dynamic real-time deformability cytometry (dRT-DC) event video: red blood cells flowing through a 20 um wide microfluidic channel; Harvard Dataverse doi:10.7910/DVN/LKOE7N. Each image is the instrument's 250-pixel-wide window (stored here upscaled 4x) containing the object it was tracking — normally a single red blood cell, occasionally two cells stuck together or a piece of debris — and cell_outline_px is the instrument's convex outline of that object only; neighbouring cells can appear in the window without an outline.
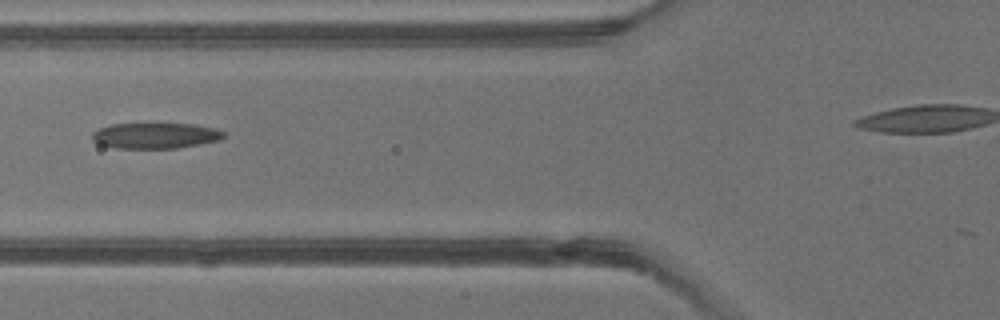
{"species": "common noctule bat (a hibernating species)", "species_latin": "Nyctalus noctula", "temperature_condition": "warm", "stored_images_in_passage": 3, "camera_frame_rate_fps": 3000, "um_per_image_px": 0.085, "animal": {"sex": "male", "body_mass_g": 13.3}, "frame": {"image": 1, "passage_image": 3, "time_ms": 2.333, "image_size_px": [1000, 320], "cell_outline_px": [[224, 136], [220, 140], [200, 144], [176, 148], [116, 148], [100, 144], [92, 140], [92, 132], [100, 128], [112, 124], [192, 124], [216, 128], [224, 132]], "centroid_in_image_um": [13.21, 11.53], "position_along_channel_um": 112.6, "area_um2": 19.59}}